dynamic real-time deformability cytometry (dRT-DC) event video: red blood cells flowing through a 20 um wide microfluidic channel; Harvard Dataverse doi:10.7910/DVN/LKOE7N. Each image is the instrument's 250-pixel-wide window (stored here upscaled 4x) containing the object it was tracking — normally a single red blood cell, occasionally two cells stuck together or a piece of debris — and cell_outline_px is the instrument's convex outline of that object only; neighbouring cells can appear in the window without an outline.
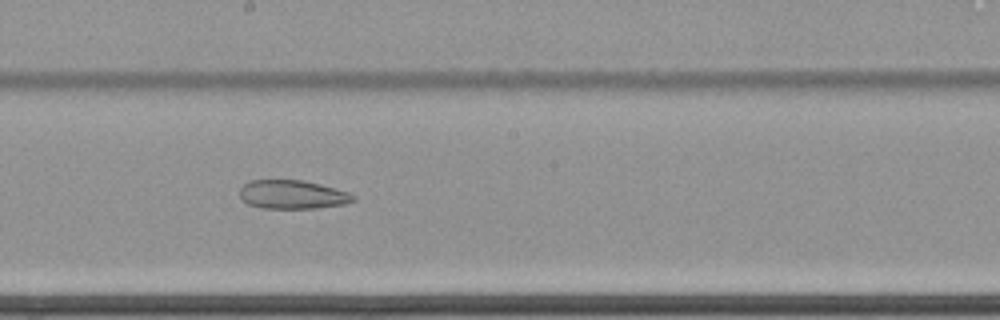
{"species": "common noctule bat (a hibernating species)", "species_latin": "Nyctalus noctula", "temperature_condition": "cold", "stored_images_in_passage": 57, "camera_frame_rate_fps": 3000, "um_per_image_px": 0.085, "animal": {"sex": "female", "body_mass_g": 22.7, "forearm_length_mm": 54.2}, "frame": {"image": 1, "passage_image": 31, "time_ms": 10.0, "image_size_px": [1000, 320], "cell_outline_px": [[356, 200], [348, 204], [316, 208], [260, 208], [248, 204], [240, 196], [240, 188], [244, 184], [252, 180], [304, 180], [320, 184], [348, 192], [356, 196]], "centroid_in_image_um": [24.89, 16.54], "position_along_channel_um": 223.3, "area_um2": 19.07}}
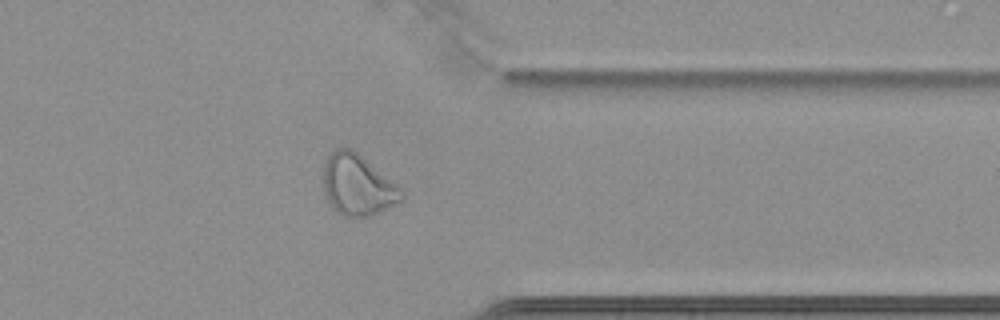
{"frame": {"image": 2, "passage_image": 45, "time_ms": 14.667, "image_size_px": [1000, 320], "cell_outline_px": [[404, 200], [368, 216], [344, 216], [336, 212], [332, 208], [324, 192], [324, 164], [328, 156], [336, 148], [352, 148], [396, 184], [404, 192]], "centroid_in_image_um": [30.39, 15.73], "position_along_channel_um": 381.0, "area_um2": 27.4}}
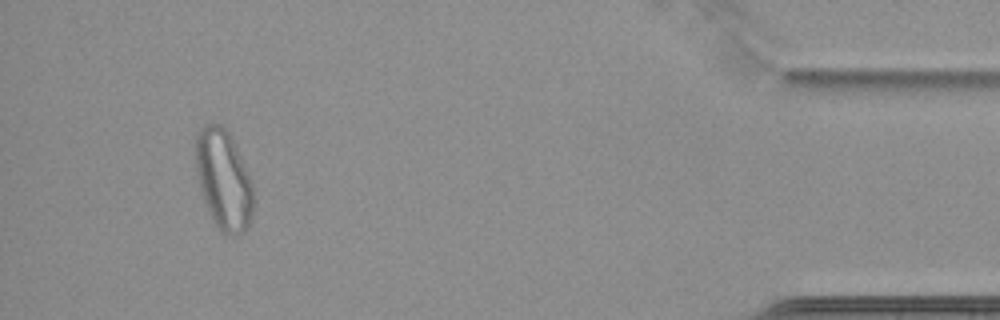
{"frame": {"image": 3, "passage_image": 53, "time_ms": 17.333, "image_size_px": [1000, 320], "cell_outline_px": [[256, 200], [252, 216], [244, 232], [236, 236], [228, 236], [220, 232], [200, 192], [196, 172], [196, 136], [200, 128], [208, 124], [220, 124], [232, 136], [252, 184]], "centroid_in_image_um": [19.03, 15.31], "position_along_channel_um": 416.2, "area_um2": 33.76}, "authors_computed_cell_mechanics": {"area_um2": 28.9, "velocity_mm_per_s": 3.4645, "shape_relaxation_time_tau1_ms": null, "shape_relaxation_time_tau2_ms": 9.4452, "deformation_change_tau1": null, "deformation_change_tau2": 0.1775}}